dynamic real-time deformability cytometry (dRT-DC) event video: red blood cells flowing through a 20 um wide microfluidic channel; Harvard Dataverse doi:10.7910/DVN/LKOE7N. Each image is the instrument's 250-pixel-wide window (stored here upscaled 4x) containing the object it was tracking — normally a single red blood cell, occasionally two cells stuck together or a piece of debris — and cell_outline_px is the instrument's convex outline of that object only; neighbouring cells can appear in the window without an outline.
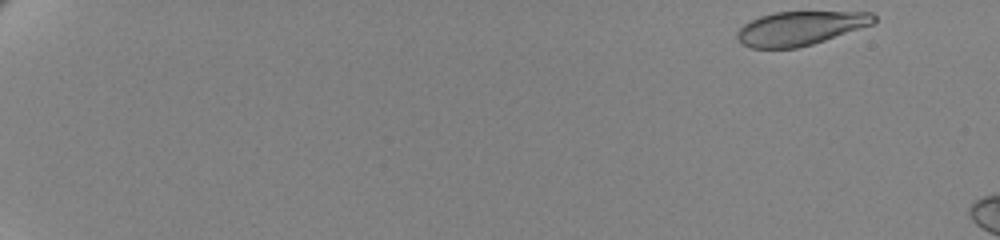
{"species": "human", "species_latin": "Homo sapiens", "temperature_condition": "cold", "stored_images_in_passage": 11, "camera_frame_rate_fps": 3000, "um_per_image_px": 0.085, "donor": {"sex": "female"}, "frame": {"image": 1, "passage_image": 1, "time_ms": 0.0, "image_size_px": [1000, 240], "cell_outline_px": [[876, 20], [872, 24], [812, 44], [796, 48], [752, 48], [740, 44], [736, 36], [736, 32], [744, 24], [760, 16], [776, 12], [872, 12], [876, 16]], "centroid_in_image_um": [67.98, 2.4], "position_along_channel_um": 17.0, "area_um2": 26.82}}